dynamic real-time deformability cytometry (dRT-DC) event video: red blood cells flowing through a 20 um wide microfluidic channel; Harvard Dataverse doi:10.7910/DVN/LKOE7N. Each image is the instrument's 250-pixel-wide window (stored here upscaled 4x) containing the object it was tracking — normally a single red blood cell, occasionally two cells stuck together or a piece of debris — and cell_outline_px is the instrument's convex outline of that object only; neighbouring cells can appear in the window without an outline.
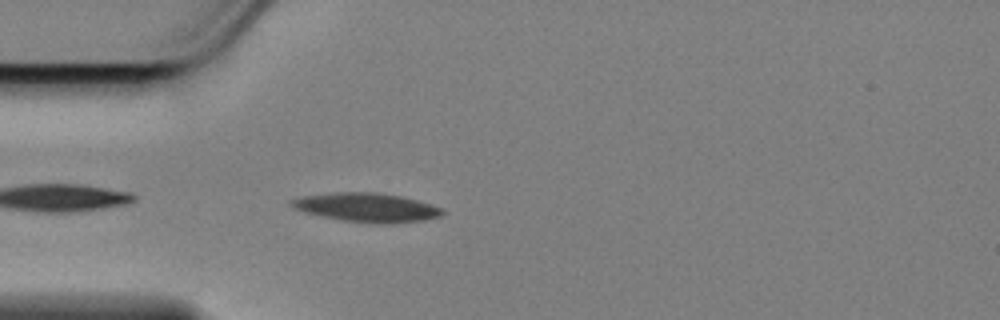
{"species": "Egyptian fruit bat (a non-hibernating species)", "species_latin": "Rousettus aegyptiacus", "temperature_condition": "cold", "stored_images_in_passage": 28, "camera_frame_rate_fps": 3000, "um_per_image_px": 0.085, "animal": {"sex": "female"}, "frame": {"image": 1, "passage_image": 2, "time_ms": 0.333, "image_size_px": [1000, 320], "cell_outline_px": [[444, 212], [440, 216], [424, 220], [384, 224], [376, 224], [340, 220], [304, 212], [288, 204], [288, 200], [304, 196], [336, 192], [380, 192], [400, 196], [416, 200], [444, 208]], "centroid_in_image_um": [31.17, 17.63], "position_along_channel_um": 53.8, "area_um2": 25.49}}
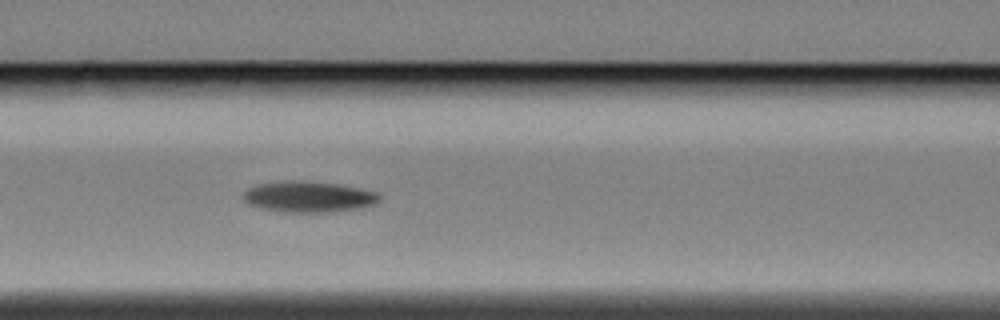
{"frame": {"image": 2, "passage_image": 10, "time_ms": 3.0, "image_size_px": [1000, 320], "cell_outline_px": [[380, 200], [376, 204], [360, 208], [328, 212], [288, 212], [260, 208], [248, 204], [244, 200], [244, 192], [248, 188], [256, 184], [288, 180], [312, 180], [360, 188], [376, 192], [380, 196]], "centroid_in_image_um": [26.23, 16.71], "position_along_channel_um": 140.4, "area_um2": 24.74}}
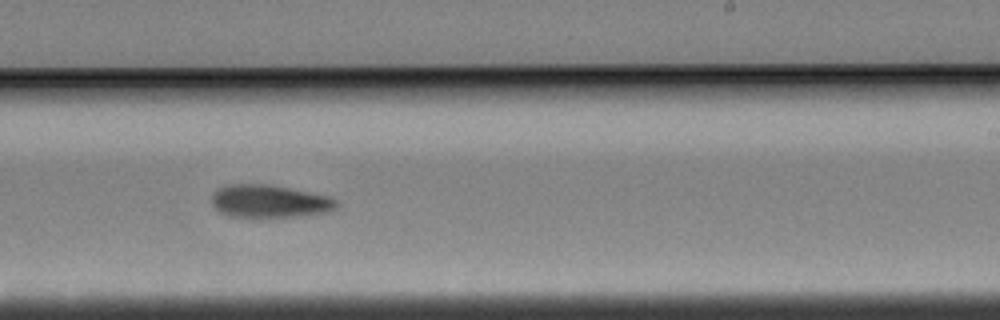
{"frame": {"image": 3, "passage_image": 21, "time_ms": 6.667, "image_size_px": [1000, 320], "cell_outline_px": [[336, 208], [332, 212], [272, 220], [260, 220], [228, 216], [220, 212], [212, 204], [212, 196], [220, 188], [232, 184], [268, 184], [328, 196], [336, 200]], "centroid_in_image_um": [22.92, 17.18], "position_along_channel_um": 266.1, "area_um2": 24.68}}